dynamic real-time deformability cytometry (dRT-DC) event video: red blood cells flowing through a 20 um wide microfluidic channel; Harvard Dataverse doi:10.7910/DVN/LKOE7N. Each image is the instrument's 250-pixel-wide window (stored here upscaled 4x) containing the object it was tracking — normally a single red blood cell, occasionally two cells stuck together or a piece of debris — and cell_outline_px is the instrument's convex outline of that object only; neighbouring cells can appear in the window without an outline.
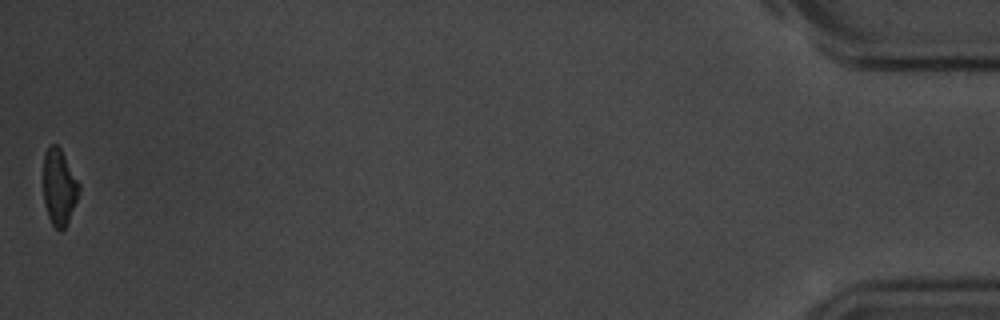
{"species": "common noctule bat (a hibernating species)", "species_latin": "Nyctalus noctula", "temperature_condition": "room temperature", "stored_images_in_passage": 41, "camera_frame_rate_fps": 3000, "um_per_image_px": 0.085, "animal": {"sex": "male", "body_mass_g": 20.1, "forearm_length_mm": 53.5}, "frame": {"image": 1, "passage_image": 41, "time_ms": 13.333, "image_size_px": [1000, 320], "cell_outline_px": [[80, 192], [68, 220], [64, 228], [60, 232], [52, 224], [48, 216], [44, 204], [44, 152], [48, 144], [56, 144], [60, 148], [80, 184]], "centroid_in_image_um": [5.02, 15.88], "position_along_channel_um": 430.2, "area_um2": 15.78}, "authors_computed_cell_mechanics": {"area_um2": 17.629, "velocity_mm_per_s": 3.6576, "shape_relaxation_time_tau1_ms": 3.0524, "shape_relaxation_time_tau2_ms": 5.3677, "deformation_change_tau1": 0.1116, "deformation_change_tau2": 0.131}}